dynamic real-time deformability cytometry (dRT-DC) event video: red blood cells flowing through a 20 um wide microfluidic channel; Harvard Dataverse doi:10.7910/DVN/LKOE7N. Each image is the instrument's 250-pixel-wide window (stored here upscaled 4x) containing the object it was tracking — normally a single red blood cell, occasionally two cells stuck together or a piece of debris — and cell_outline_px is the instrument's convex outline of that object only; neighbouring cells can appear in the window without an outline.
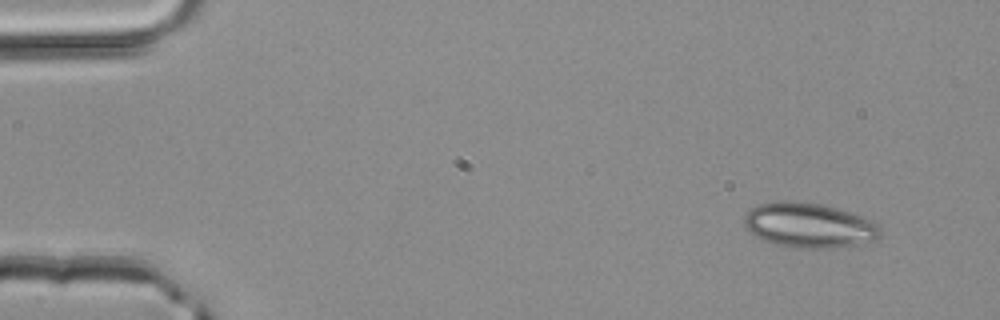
{"species": "common noctule bat (a hibernating species)", "species_latin": "Nyctalus noctula", "temperature_condition": "room temperature", "stored_images_in_passage": 3, "camera_frame_rate_fps": 3000, "um_per_image_px": 0.085, "animal": {"sex": "male", "body_mass_g": 20.4}, "frame": {"image": 1, "passage_image": 1, "time_ms": 0.0, "image_size_px": [1000, 320], "cell_outline_px": [[880, 236], [876, 240], [836, 248], [804, 248], [776, 244], [764, 240], [756, 236], [744, 224], [744, 216], [752, 208], [760, 204], [784, 200], [788, 200], [820, 204], [836, 208], [864, 216], [880, 224]], "centroid_in_image_um": [68.82, 19.14], "position_along_channel_um": 16.2, "area_um2": 35.37}}